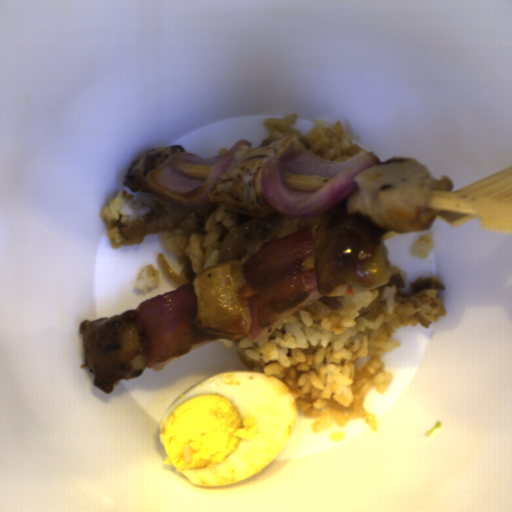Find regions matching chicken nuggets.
Instances as JSON below:
<instances>
[{
    "label": "chicken nuggets",
    "mask_w": 512,
    "mask_h": 512,
    "mask_svg": "<svg viewBox=\"0 0 512 512\" xmlns=\"http://www.w3.org/2000/svg\"><path fill=\"white\" fill-rule=\"evenodd\" d=\"M176 152H186L181 145H170L149 149L143 153L128 169L122 180V186L128 187L130 192L152 194L148 189L147 174L163 164Z\"/></svg>",
    "instance_id": "chicken-nuggets-5"
},
{
    "label": "chicken nuggets",
    "mask_w": 512,
    "mask_h": 512,
    "mask_svg": "<svg viewBox=\"0 0 512 512\" xmlns=\"http://www.w3.org/2000/svg\"><path fill=\"white\" fill-rule=\"evenodd\" d=\"M346 212L313 230L314 269L318 292L330 294L348 286L358 294L391 285L389 249L382 240L387 231L409 234L430 230L438 212L426 210L433 191H450L449 176L433 177L420 160L397 156L380 160L353 179Z\"/></svg>",
    "instance_id": "chicken-nuggets-1"
},
{
    "label": "chicken nuggets",
    "mask_w": 512,
    "mask_h": 512,
    "mask_svg": "<svg viewBox=\"0 0 512 512\" xmlns=\"http://www.w3.org/2000/svg\"><path fill=\"white\" fill-rule=\"evenodd\" d=\"M290 137L249 150L231 164L216 178L208 192L210 204H224L227 212L260 219L276 217L279 213L269 204L261 189V169L264 161Z\"/></svg>",
    "instance_id": "chicken-nuggets-4"
},
{
    "label": "chicken nuggets",
    "mask_w": 512,
    "mask_h": 512,
    "mask_svg": "<svg viewBox=\"0 0 512 512\" xmlns=\"http://www.w3.org/2000/svg\"><path fill=\"white\" fill-rule=\"evenodd\" d=\"M242 263L239 259L217 263L191 282L197 296L194 325L207 338L248 336L252 323L248 301L258 291L242 278Z\"/></svg>",
    "instance_id": "chicken-nuggets-3"
},
{
    "label": "chicken nuggets",
    "mask_w": 512,
    "mask_h": 512,
    "mask_svg": "<svg viewBox=\"0 0 512 512\" xmlns=\"http://www.w3.org/2000/svg\"><path fill=\"white\" fill-rule=\"evenodd\" d=\"M135 309L106 318L84 320L82 334L86 368L93 374L94 387L111 394L121 379L141 377L146 365V352L135 326Z\"/></svg>",
    "instance_id": "chicken-nuggets-2"
}]
</instances>
